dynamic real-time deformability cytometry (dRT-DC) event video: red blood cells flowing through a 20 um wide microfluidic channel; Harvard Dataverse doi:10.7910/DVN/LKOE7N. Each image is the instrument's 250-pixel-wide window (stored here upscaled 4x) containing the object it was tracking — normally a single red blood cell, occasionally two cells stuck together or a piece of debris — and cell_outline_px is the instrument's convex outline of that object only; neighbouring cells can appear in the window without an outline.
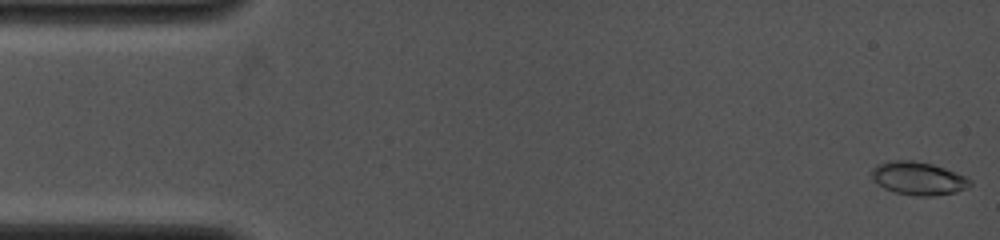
{"species": "common noctule bat (a hibernating species)", "species_latin": "Nyctalus noctula", "temperature_condition": "cold", "stored_images_in_passage": 16, "camera_frame_rate_fps": 4000, "um_per_image_px": 0.085, "animal": {"sex": "female", "body_mass_g": 19.0, "forearm_length_mm": 53.3}, "frame": {"image": 1, "passage_image": 1, "time_ms": 0.0, "image_size_px": [1000, 240], "cell_outline_px": [[972, 184], [968, 188], [956, 192], [932, 196], [916, 196], [896, 192], [884, 188], [872, 176], [872, 168], [876, 164], [888, 160], [912, 160], [932, 164], [956, 172], [972, 180]], "centroid_in_image_um": [78.08, 15.15], "position_along_channel_um": 6.9, "area_um2": 18.96}}
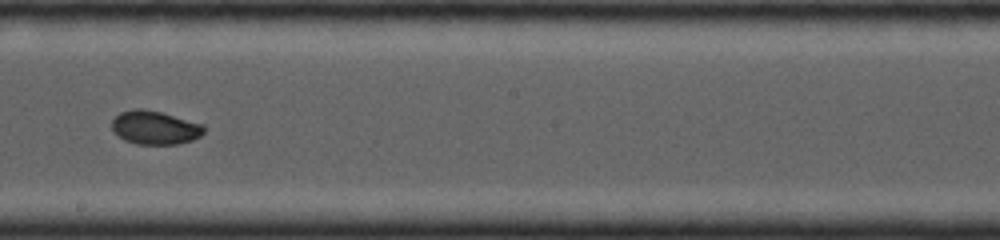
{"frame": {"image": 2, "passage_image": 10, "time_ms": 8.25, "image_size_px": [1000, 240], "cell_outline_px": [[204, 132], [200, 136], [192, 140], [180, 144], [136, 144], [124, 140], [112, 128], [112, 120], [120, 112], [132, 108], [144, 108], [160, 112], [204, 124]], "centroid_in_image_um": [13.17, 10.84], "position_along_channel_um": 235.0, "area_um2": 18.03}}
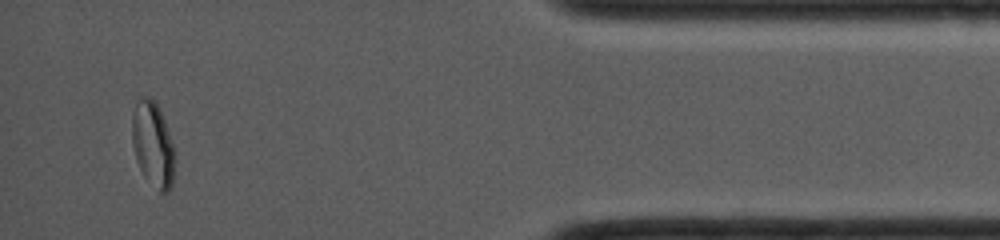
{"frame": {"image": 3, "passage_image": 16, "time_ms": 13.5, "image_size_px": [1000, 240], "cell_outline_px": [[176, 156], [172, 184], [168, 192], [160, 192], [144, 176], [136, 160], [132, 144], [132, 116], [136, 100], [140, 96], [148, 96], [160, 108]], "centroid_in_image_um": [12.99, 12.26], "position_along_channel_um": 422.2, "area_um2": 21.21}}